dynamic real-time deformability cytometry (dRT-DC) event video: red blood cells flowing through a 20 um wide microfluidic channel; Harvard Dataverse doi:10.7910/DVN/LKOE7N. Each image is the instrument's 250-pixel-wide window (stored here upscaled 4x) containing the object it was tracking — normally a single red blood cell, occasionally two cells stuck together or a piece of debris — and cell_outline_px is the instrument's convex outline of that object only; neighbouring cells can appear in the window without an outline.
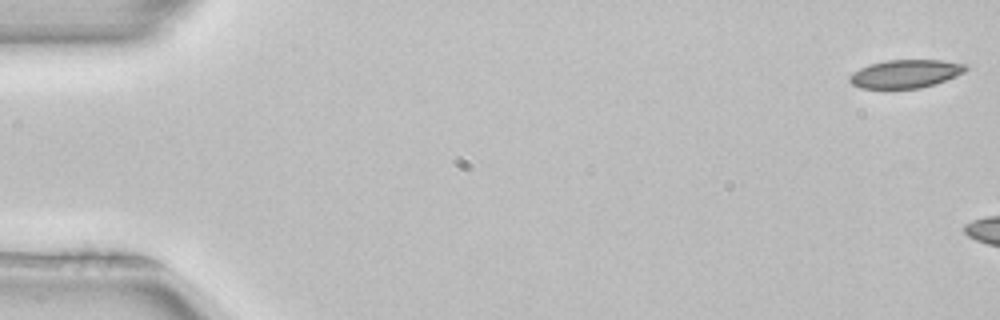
{"species": "common noctule bat (a hibernating species)", "species_latin": "Nyctalus noctula", "temperature_condition": "room temperature", "stored_images_in_passage": 6, "camera_frame_rate_fps": 3000, "um_per_image_px": 0.085, "animal": {"sex": "female", "body_mass_g": 22.7, "forearm_length_mm": 54.2}, "frame": {"image": 1, "passage_image": 1, "time_ms": 0.0, "image_size_px": [1000, 320], "cell_outline_px": [[968, 68], [964, 72], [944, 80], [920, 88], [860, 88], [852, 84], [848, 80], [848, 76], [852, 72], [868, 64], [888, 60], [940, 60], [968, 64]], "centroid_in_image_um": [76.93, 6.26], "position_along_channel_um": 8.1, "area_um2": 19.02}}